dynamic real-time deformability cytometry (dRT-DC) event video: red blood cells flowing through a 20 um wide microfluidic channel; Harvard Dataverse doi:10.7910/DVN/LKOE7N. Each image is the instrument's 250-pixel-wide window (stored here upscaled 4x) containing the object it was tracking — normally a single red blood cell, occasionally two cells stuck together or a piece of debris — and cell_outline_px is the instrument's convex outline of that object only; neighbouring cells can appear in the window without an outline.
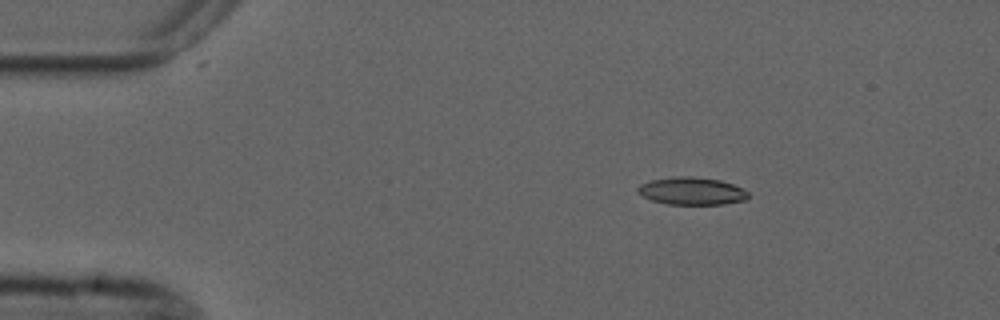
{"species": "common noctule bat (a hibernating species)", "species_latin": "Nyctalus noctula", "temperature_condition": "cold", "stored_images_in_passage": 3, "camera_frame_rate_fps": 3000, "um_per_image_px": 0.085, "animal": {"sex": "male", "forearm_length_mm": 52.5}, "frame": {"image": 1, "passage_image": 1, "time_ms": 0.0, "image_size_px": [1000, 320], "cell_outline_px": [[748, 200], [724, 204], [668, 204], [652, 200], [636, 192], [636, 188], [640, 184], [652, 180], [680, 176], [692, 176], [720, 180], [732, 184], [748, 192]], "centroid_in_image_um": [58.8, 16.24], "position_along_channel_um": 26.2, "area_um2": 17.63}}